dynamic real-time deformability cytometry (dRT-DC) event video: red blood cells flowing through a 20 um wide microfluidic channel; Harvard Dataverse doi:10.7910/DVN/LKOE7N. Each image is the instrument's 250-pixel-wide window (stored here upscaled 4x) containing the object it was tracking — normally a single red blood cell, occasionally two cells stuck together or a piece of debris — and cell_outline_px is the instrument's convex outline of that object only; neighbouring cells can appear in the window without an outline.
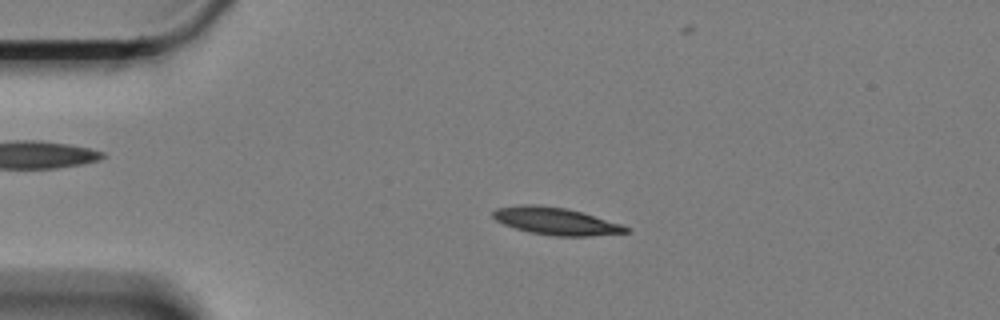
{"species": "Egyptian fruit bat (a non-hibernating species)", "species_latin": "Rousettus aegyptiacus", "temperature_condition": "cold", "stored_images_in_passage": 62, "camera_frame_rate_fps": 3000, "um_per_image_px": 0.085, "animal": {"sex": "female"}, "frame": {"image": 1, "passage_image": 14, "time_ms": 4.333, "image_size_px": [1000, 320], "cell_outline_px": [[632, 228], [628, 232], [588, 236], [552, 236], [528, 232], [504, 224], [496, 220], [492, 216], [492, 212], [496, 208], [524, 204], [536, 204], [568, 208], [620, 224]], "centroid_in_image_um": [47.22, 18.79], "position_along_channel_um": 37.8, "area_um2": 21.1}}
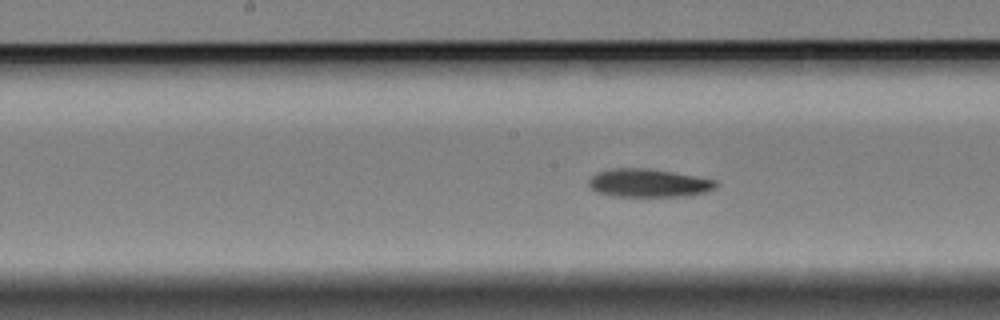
{"frame": {"image": 2, "passage_image": 31, "time_ms": 10.0, "image_size_px": [1000, 320], "cell_outline_px": [[716, 188], [704, 192], [684, 196], [612, 196], [596, 192], [588, 184], [588, 180], [592, 176], [600, 172], [612, 168], [648, 168], [696, 176], [716, 180]], "centroid_in_image_um": [55.11, 15.55], "position_along_channel_um": 193.1, "area_um2": 20.75}}
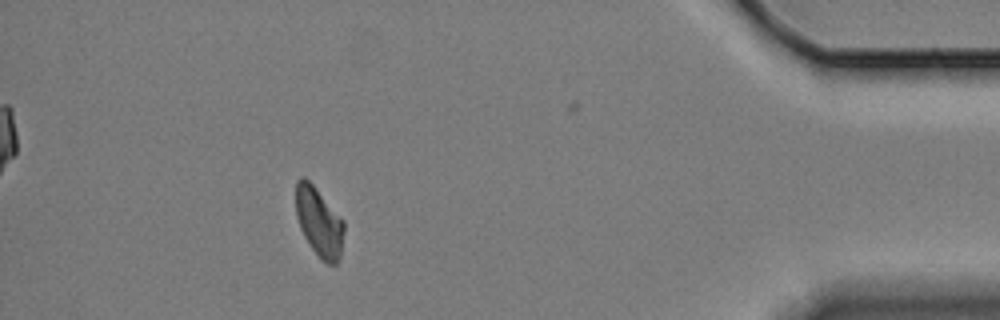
{"frame": {"image": 3, "passage_image": 55, "time_ms": 18.0, "image_size_px": [1000, 320], "cell_outline_px": [[344, 232], [340, 256], [336, 264], [328, 264], [320, 260], [304, 236], [300, 228], [296, 216], [296, 180], [300, 176], [304, 176], [312, 184], [344, 220]], "centroid_in_image_um": [27.11, 18.87], "position_along_channel_um": 408.1, "area_um2": 19.42}, "authors_computed_cell_mechanics": {"area_um2": 20.2011, "velocity_mm_per_s": 3.3172, "shape_relaxation_time_tau1_ms": 3.6476, "shape_relaxation_time_tau2_ms": null, "deformation_change_tau1": 0.1094, "deformation_change_tau2": null}}